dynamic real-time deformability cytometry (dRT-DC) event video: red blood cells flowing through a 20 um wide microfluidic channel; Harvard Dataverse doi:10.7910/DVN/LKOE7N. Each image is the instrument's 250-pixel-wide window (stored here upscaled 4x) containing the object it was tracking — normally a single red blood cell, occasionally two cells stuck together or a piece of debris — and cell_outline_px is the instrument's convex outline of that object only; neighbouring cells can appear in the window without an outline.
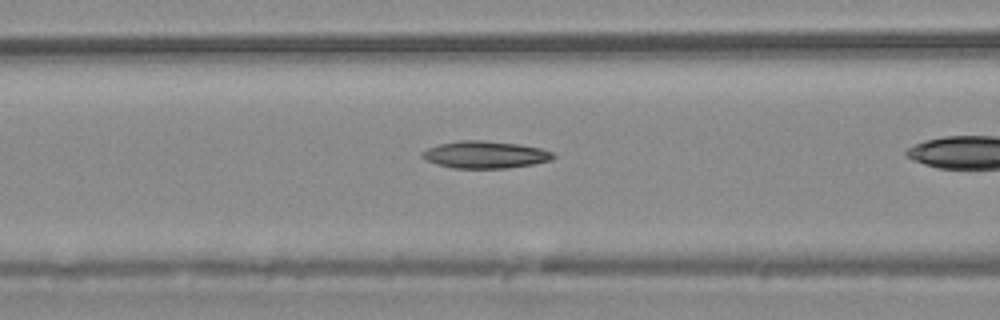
{"species": "common noctule bat (a hibernating species)", "species_latin": "Nyctalus noctula", "temperature_condition": "warm", "stored_images_in_passage": 34, "camera_frame_rate_fps": 3000, "um_per_image_px": 0.085, "animal": {"sex": "male", "body_mass_g": 20.4}, "frame": {"image": 1, "passage_image": 16, "time_ms": 5.0, "image_size_px": [1000, 320], "cell_outline_px": [[556, 156], [552, 160], [532, 164], [504, 168], [452, 168], [436, 164], [420, 156], [420, 152], [428, 148], [440, 144], [460, 140], [484, 140], [520, 144], [540, 148], [552, 152]], "centroid_in_image_um": [41.23, 13.14], "position_along_channel_um": 125.4, "area_um2": 20.75}}
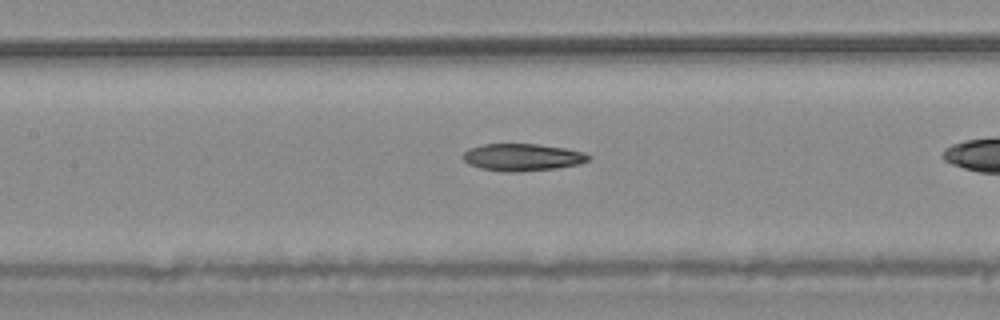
{"frame": {"image": 2, "passage_image": 19, "time_ms": 6.0, "image_size_px": [1000, 320], "cell_outline_px": [[592, 156], [588, 160], [576, 164], [556, 168], [520, 172], [504, 172], [480, 168], [468, 164], [460, 156], [468, 148], [484, 144], [536, 144], [564, 148], [584, 152]], "centroid_in_image_um": [44.35, 13.37], "position_along_channel_um": 163.1, "area_um2": 19.94}}
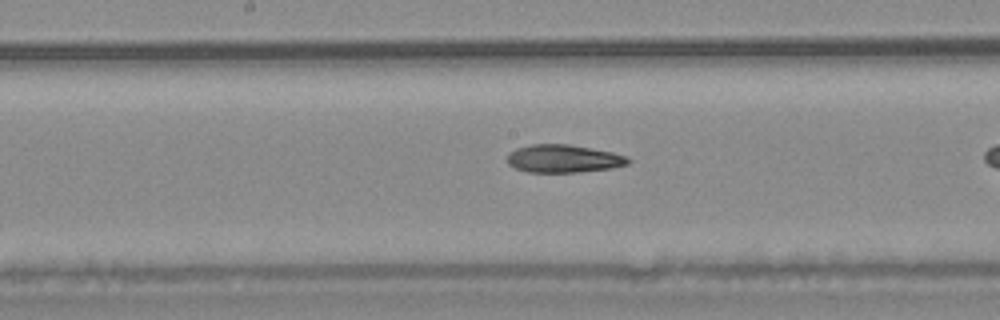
{"frame": {"image": 3, "passage_image": 22, "time_ms": 7.0, "image_size_px": [1000, 320], "cell_outline_px": [[632, 160], [628, 164], [612, 168], [576, 172], [528, 172], [516, 168], [508, 164], [508, 152], [516, 148], [532, 144], [568, 144], [612, 152], [628, 156]], "centroid_in_image_um": [47.91, 13.48], "position_along_channel_um": 200.3, "area_um2": 19.65}}